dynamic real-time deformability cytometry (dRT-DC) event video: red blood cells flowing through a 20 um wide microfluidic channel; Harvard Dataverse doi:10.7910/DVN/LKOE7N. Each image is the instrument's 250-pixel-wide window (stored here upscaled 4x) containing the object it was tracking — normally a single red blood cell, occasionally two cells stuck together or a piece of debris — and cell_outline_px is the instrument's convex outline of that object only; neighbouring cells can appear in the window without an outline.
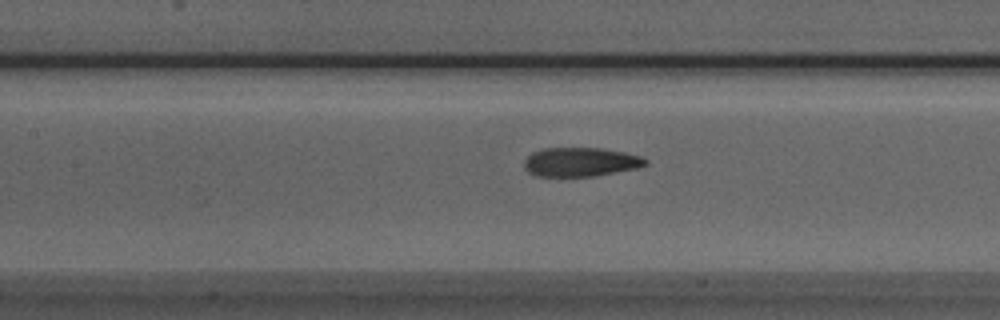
{"species": "Egyptian fruit bat (a non-hibernating species)", "species_latin": "Rousettus aegyptiacus", "temperature_condition": "room temperature", "stored_images_in_passage": 32, "camera_frame_rate_fps": 3000, "um_per_image_px": 0.085, "animal": {"sex": "male"}, "frame": {"image": 1, "passage_image": 10, "time_ms": 3.0, "image_size_px": [1000, 320], "cell_outline_px": [[648, 164], [636, 168], [592, 176], [536, 176], [528, 172], [524, 168], [524, 160], [532, 152], [544, 148], [600, 148], [624, 152], [640, 156], [648, 160]], "centroid_in_image_um": [49.32, 13.76], "position_along_channel_um": 158.1, "area_um2": 20.4}}
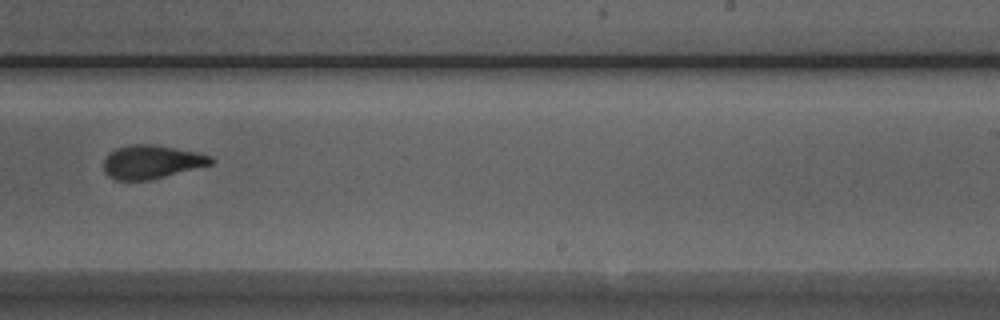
{"frame": {"image": 2, "passage_image": 19, "time_ms": 6.0, "image_size_px": [1000, 320], "cell_outline_px": [[216, 160], [212, 164], [148, 180], [116, 180], [108, 176], [104, 172], [104, 160], [116, 148], [128, 144], [152, 144], [196, 152], [212, 156]], "centroid_in_image_um": [12.88, 13.76], "position_along_channel_um": 276.1, "area_um2": 20.75}}
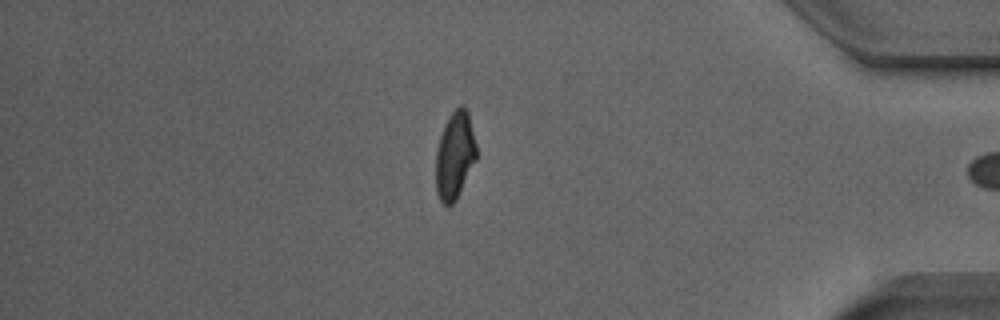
{"frame": {"image": 3, "passage_image": 31, "time_ms": 10.0, "image_size_px": [1000, 320], "cell_outline_px": [[476, 160], [456, 200], [452, 204], [444, 204], [440, 200], [436, 192], [436, 152], [440, 136], [444, 124], [452, 112], [460, 104], [464, 104], [468, 112], [476, 144]], "centroid_in_image_um": [38.66, 13.19], "position_along_channel_um": 396.5, "area_um2": 20.63}, "authors_computed_cell_mechanics": {"area_um2": 21.1837, "velocity_mm_per_s": 3.9457, "shape_relaxation_time_tau1_ms": 4.7462, "shape_relaxation_time_tau2_ms": 1.7717, "deformation_change_tau1": 0.1817, "deformation_change_tau2": 0.0923}}